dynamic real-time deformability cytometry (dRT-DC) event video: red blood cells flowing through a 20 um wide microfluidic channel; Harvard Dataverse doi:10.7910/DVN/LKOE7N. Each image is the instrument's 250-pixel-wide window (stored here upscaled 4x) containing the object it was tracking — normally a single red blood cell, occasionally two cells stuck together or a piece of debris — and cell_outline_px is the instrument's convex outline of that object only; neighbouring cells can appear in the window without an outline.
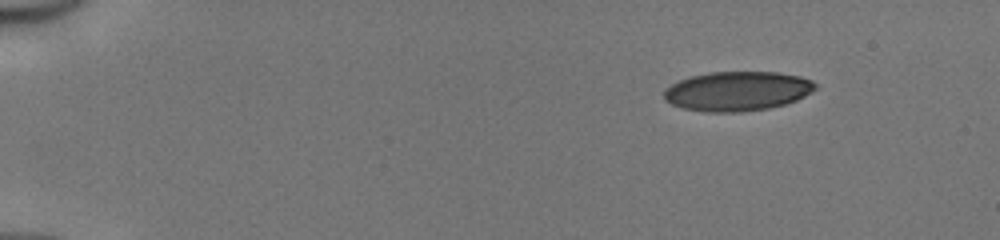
{"species": "human", "species_latin": "Homo sapiens", "temperature_condition": "cold", "stored_images_in_passage": 44, "camera_frame_rate_fps": 3000, "um_per_image_px": 0.085, "donor": {"sex": "male"}, "frame": {"image": 1, "passage_image": 1, "time_ms": 0.0, "image_size_px": [1000, 240], "cell_outline_px": [[816, 88], [804, 96], [796, 100], [784, 104], [768, 108], [740, 112], [704, 112], [680, 108], [664, 100], [664, 88], [680, 80], [692, 76], [708, 72], [776, 72], [800, 76], [812, 80], [816, 84]], "centroid_in_image_um": [62.64, 7.75], "position_along_channel_um": 22.4, "area_um2": 34.85}}
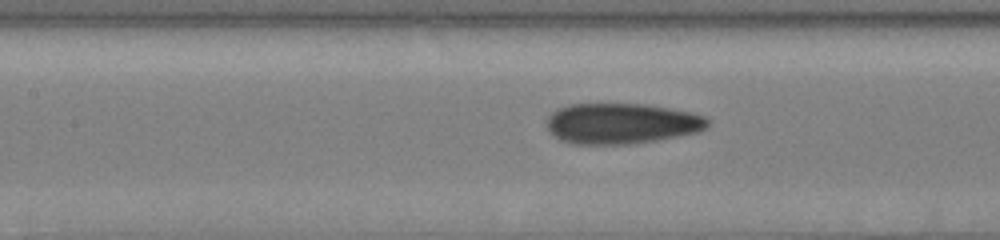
{"frame": {"image": 2, "passage_image": 19, "time_ms": 6.0, "image_size_px": [1000, 240], "cell_outline_px": [[708, 128], [700, 132], [680, 136], [656, 140], [628, 144], [572, 144], [560, 140], [552, 136], [548, 132], [548, 116], [556, 108], [568, 104], [644, 104], [668, 108], [708, 116]], "centroid_in_image_um": [52.82, 10.5], "position_along_channel_um": 154.6, "area_um2": 38.44}}
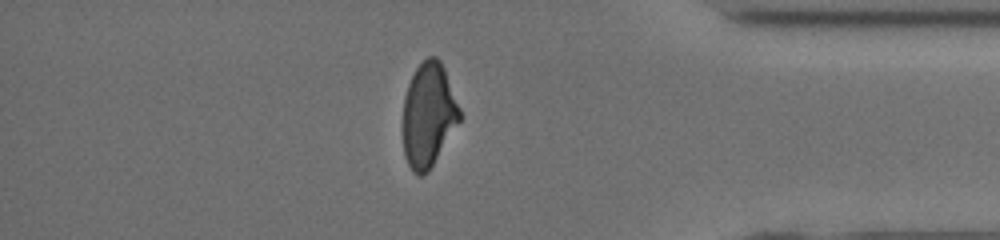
{"frame": {"image": 3, "passage_image": 38, "time_ms": 12.333, "image_size_px": [1000, 240], "cell_outline_px": [[460, 120], [428, 172], [420, 176], [412, 172], [404, 156], [404, 96], [408, 84], [416, 68], [428, 56], [436, 56], [440, 60], [444, 68], [460, 108]], "centroid_in_image_um": [36.41, 9.77], "position_along_channel_um": 398.8, "area_um2": 34.04}, "authors_computed_cell_mechanics": {"area_um2": 36.7319, "velocity_mm_per_s": 4.188, "shape_relaxation_time_tau1_ms": 5.1355, "shape_relaxation_time_tau2_ms": 1.3803, "deformation_change_tau1": 0.1637, "deformation_change_tau2": 0.09}}